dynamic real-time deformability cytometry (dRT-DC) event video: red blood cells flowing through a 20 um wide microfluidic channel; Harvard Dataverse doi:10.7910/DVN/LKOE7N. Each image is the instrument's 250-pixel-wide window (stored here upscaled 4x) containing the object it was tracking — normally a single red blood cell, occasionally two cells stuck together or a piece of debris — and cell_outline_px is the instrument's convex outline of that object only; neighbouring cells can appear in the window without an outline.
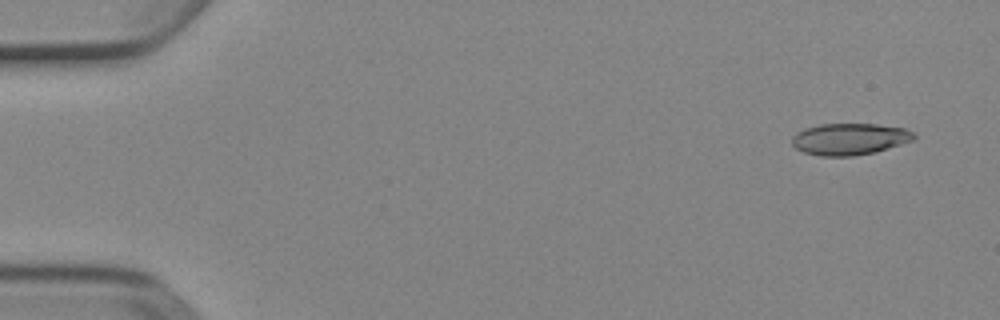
{"species": "Egyptian fruit bat (a non-hibernating species)", "species_latin": "Rousettus aegyptiacus", "temperature_condition": "cold", "stored_images_in_passage": 4, "camera_frame_rate_fps": 3000, "um_per_image_px": 0.085, "animal": {"sex": "female"}, "frame": {"image": 1, "passage_image": 1, "time_ms": 0.0, "image_size_px": [1000, 320], "cell_outline_px": [[916, 140], [876, 152], [852, 156], [820, 156], [804, 152], [796, 148], [792, 144], [792, 136], [796, 132], [804, 128], [820, 124], [876, 124], [904, 128], [912, 132], [916, 136]], "centroid_in_image_um": [72.22, 11.82], "position_along_channel_um": 12.8, "area_um2": 22.66}}
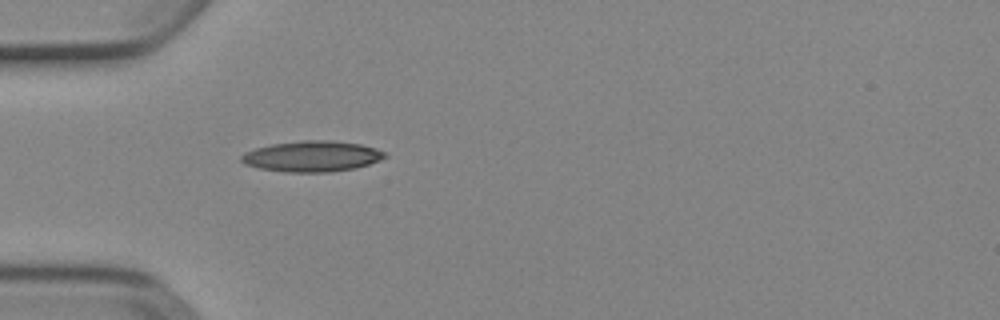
{"frame": {"image": 2, "passage_image": 4, "time_ms": 1.0, "image_size_px": [1000, 320], "cell_outline_px": [[388, 156], [380, 160], [356, 168], [328, 172], [284, 172], [260, 168], [244, 164], [240, 160], [240, 156], [244, 152], [256, 148], [272, 144], [304, 140], [332, 140], [360, 144], [376, 148], [384, 152]], "centroid_in_image_um": [26.52, 13.28], "position_along_channel_um": 58.5, "area_um2": 25.78}}